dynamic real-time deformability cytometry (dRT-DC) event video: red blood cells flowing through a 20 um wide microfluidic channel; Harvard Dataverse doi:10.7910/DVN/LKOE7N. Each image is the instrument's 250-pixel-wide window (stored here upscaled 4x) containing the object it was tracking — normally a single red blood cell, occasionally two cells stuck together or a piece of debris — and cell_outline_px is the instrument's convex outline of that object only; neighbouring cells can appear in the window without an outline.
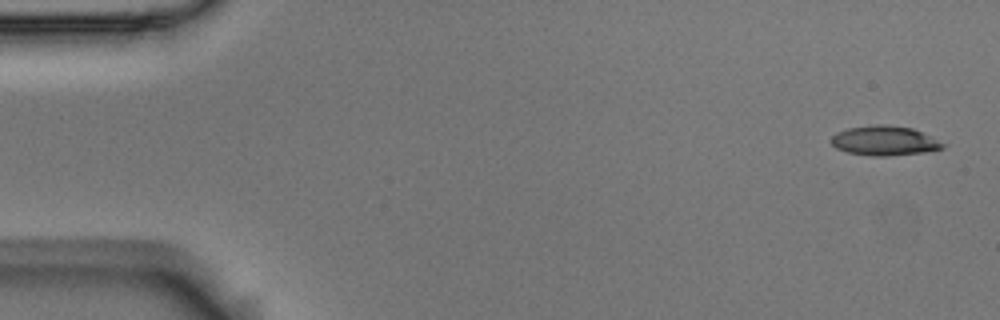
{"species": "Egyptian fruit bat (a non-hibernating species)", "species_latin": "Rousettus aegyptiacus", "temperature_condition": "room temperature", "stored_images_in_passage": 5, "camera_frame_rate_fps": 3000, "um_per_image_px": 0.085, "animal": {"sex": "male"}, "frame": {"image": 1, "passage_image": 1, "time_ms": 0.0, "image_size_px": [1000, 320], "cell_outline_px": [[948, 144], [944, 148], [924, 152], [888, 156], [872, 156], [848, 152], [836, 148], [828, 140], [836, 132], [848, 128], [876, 124], [888, 124], [912, 128]], "centroid_in_image_um": [75.18, 11.95], "position_along_channel_um": 9.8, "area_um2": 19.42}}
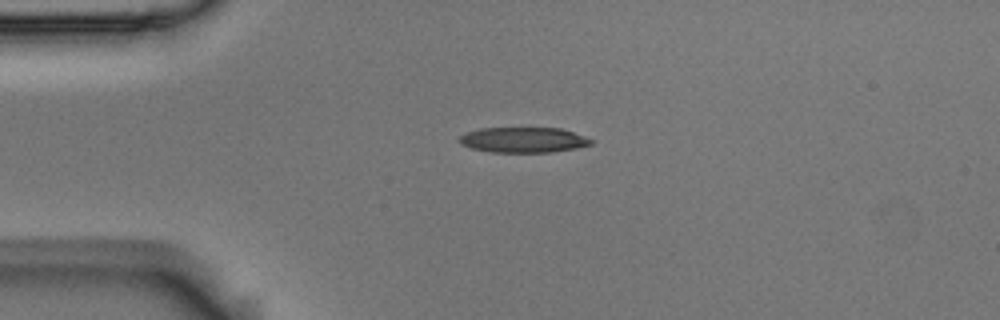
{"frame": {"image": 2, "passage_image": 4, "time_ms": 1.0, "image_size_px": [1000, 320], "cell_outline_px": [[596, 140], [592, 144], [576, 148], [552, 152], [492, 152], [472, 148], [460, 144], [460, 136], [468, 132], [480, 128], [560, 128]], "centroid_in_image_um": [44.52, 11.89], "position_along_channel_um": 40.5, "area_um2": 19.36}}